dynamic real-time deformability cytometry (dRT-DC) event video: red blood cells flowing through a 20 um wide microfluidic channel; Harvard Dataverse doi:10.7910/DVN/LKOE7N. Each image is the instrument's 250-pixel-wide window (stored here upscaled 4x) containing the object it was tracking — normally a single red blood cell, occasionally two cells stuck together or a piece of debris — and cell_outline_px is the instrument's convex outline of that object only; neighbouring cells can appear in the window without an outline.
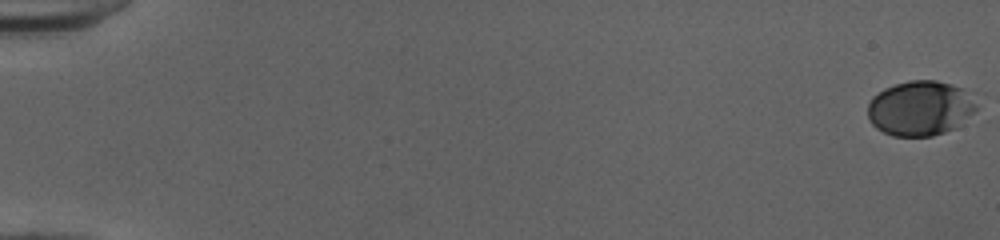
{"species": "human", "species_latin": "Homo sapiens", "temperature_condition": "cold", "stored_images_in_passage": 53, "camera_frame_rate_fps": 3000, "um_per_image_px": 0.085, "donor": {"sex": "female"}, "frame": {"image": 1, "passage_image": 1, "time_ms": 0.0, "image_size_px": [1000, 240], "cell_outline_px": [[976, 108], [956, 128], [932, 136], [892, 136], [876, 128], [872, 124], [868, 116], [868, 104], [872, 96], [884, 88], [908, 80], [936, 80], [952, 84], [960, 88], [976, 100]], "centroid_in_image_um": [78.18, 9.2], "position_along_channel_um": 6.8, "area_um2": 34.68}}
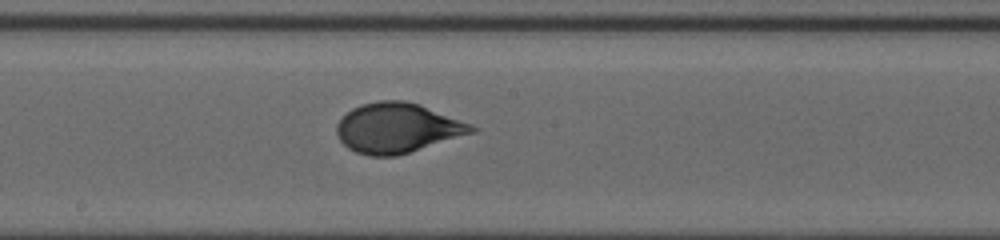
{"frame": {"image": 2, "passage_image": 31, "time_ms": 10.0, "image_size_px": [1000, 240], "cell_outline_px": [[480, 128], [476, 132], [396, 156], [368, 156], [356, 152], [348, 148], [340, 140], [336, 132], [336, 124], [352, 108], [364, 104], [380, 100], [404, 100], [420, 104], [472, 124]], "centroid_in_image_um": [33.8, 10.88], "position_along_channel_um": 214.4, "area_um2": 39.19}}
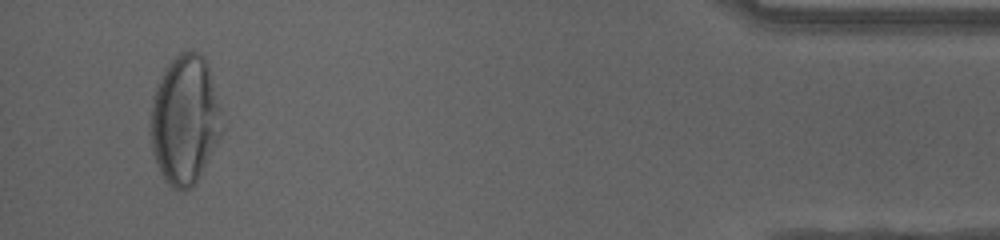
{"frame": {"image": 3, "passage_image": 51, "time_ms": 16.667, "image_size_px": [1000, 240], "cell_outline_px": [[220, 140], [200, 176], [192, 188], [184, 192], [172, 188], [164, 180], [156, 164], [152, 152], [152, 96], [156, 84], [164, 68], [180, 52], [192, 48], [200, 52], [204, 56], [208, 64], [220, 108]], "centroid_in_image_um": [15.71, 10.19], "position_along_channel_um": 419.5, "area_um2": 54.04}}